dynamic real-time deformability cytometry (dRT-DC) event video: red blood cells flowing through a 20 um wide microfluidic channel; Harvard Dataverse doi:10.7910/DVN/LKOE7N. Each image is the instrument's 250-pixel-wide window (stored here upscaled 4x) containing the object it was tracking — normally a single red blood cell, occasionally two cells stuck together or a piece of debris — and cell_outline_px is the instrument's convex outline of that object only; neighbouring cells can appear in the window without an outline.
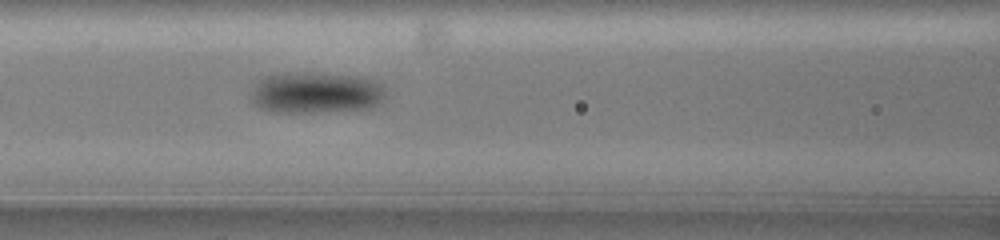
{"species": "common noctule bat (a hibernating species)", "species_latin": "Nyctalus noctula", "temperature_condition": "warm", "stored_images_in_passage": 20, "camera_frame_rate_fps": 3000, "um_per_image_px": 0.085, "animal": {"sex": "female", "body_mass_g": 19.5, "forearm_length_mm": 54.1}, "frame": {"image": 1, "passage_image": 12, "time_ms": 3.667, "image_size_px": [1000, 240], "cell_outline_px": [[384, 96], [376, 104], [368, 108], [312, 112], [276, 112], [260, 108], [252, 100], [252, 96], [256, 80], [264, 76], [280, 72], [320, 72], [360, 76], [372, 80], [380, 84]], "centroid_in_image_um": [26.78, 7.84], "position_along_channel_um": 139.8, "area_um2": 32.37}}